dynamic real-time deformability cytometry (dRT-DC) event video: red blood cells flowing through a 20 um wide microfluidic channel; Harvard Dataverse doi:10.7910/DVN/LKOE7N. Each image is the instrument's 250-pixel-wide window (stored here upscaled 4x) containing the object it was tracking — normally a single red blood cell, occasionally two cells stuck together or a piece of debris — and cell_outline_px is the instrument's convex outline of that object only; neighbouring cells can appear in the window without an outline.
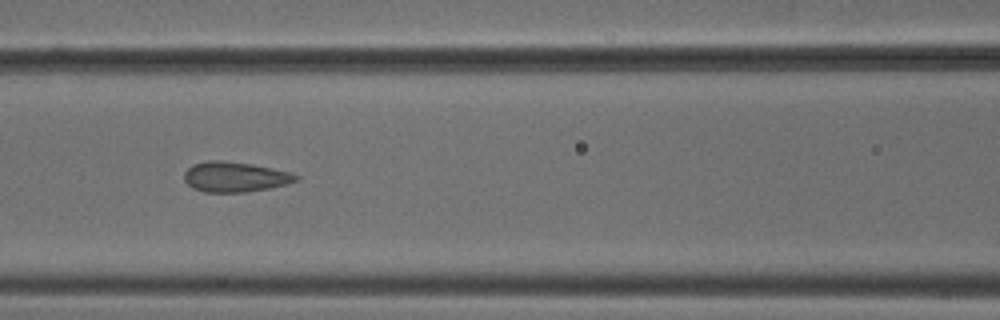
{"species": "common noctule bat (a hibernating species)", "species_latin": "Nyctalus noctula", "temperature_condition": "cold", "stored_images_in_passage": 8, "camera_frame_rate_fps": 3000, "um_per_image_px": 0.085, "animal": {"sex": "male", "body_mass_g": 18.8}, "frame": {"image": 1, "passage_image": 6, "time_ms": 1.667, "image_size_px": [1000, 320], "cell_outline_px": [[300, 180], [288, 184], [268, 188], [244, 192], [204, 192], [192, 188], [184, 180], [184, 172], [192, 164], [208, 160], [224, 160], [252, 164], [292, 172], [300, 176]], "centroid_in_image_um": [19.99, 15.03], "position_along_channel_um": 146.6, "area_um2": 19.88}}
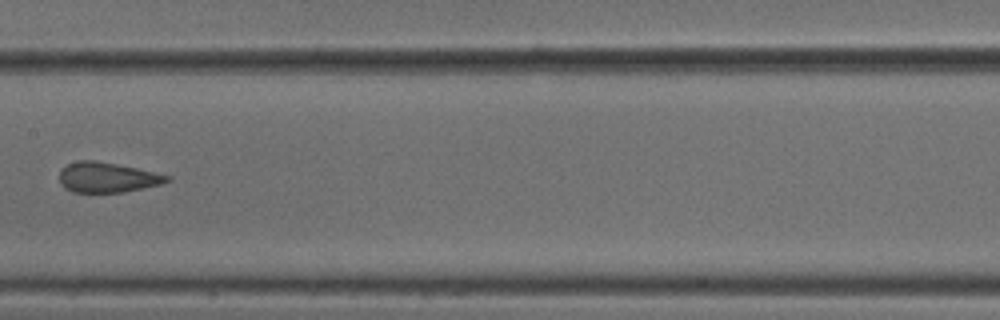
{"frame": {"image": 2, "passage_image": 7, "time_ms": 2.0, "image_size_px": [1000, 320], "cell_outline_px": [[172, 180], [160, 184], [124, 192], [72, 192], [64, 188], [60, 180], [60, 172], [68, 164], [80, 160], [96, 160], [136, 168], [172, 176]], "centroid_in_image_um": [9.14, 15.08], "position_along_channel_um": 198.3, "area_um2": 18.73}}
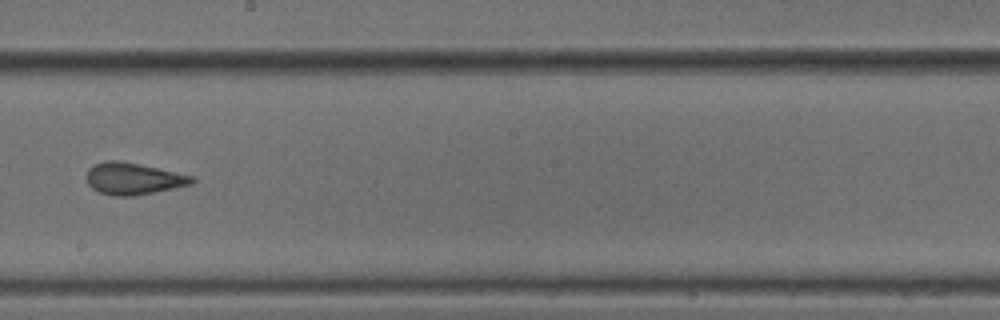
{"frame": {"image": 3, "passage_image": 8, "time_ms": 2.333, "image_size_px": [1000, 320], "cell_outline_px": [[196, 180], [192, 184], [132, 196], [112, 196], [100, 192], [92, 188], [88, 184], [88, 168], [96, 164], [108, 160], [116, 160], [156, 168], [192, 176]], "centroid_in_image_um": [11.31, 15.2], "position_along_channel_um": 236.9, "area_um2": 18.96}}